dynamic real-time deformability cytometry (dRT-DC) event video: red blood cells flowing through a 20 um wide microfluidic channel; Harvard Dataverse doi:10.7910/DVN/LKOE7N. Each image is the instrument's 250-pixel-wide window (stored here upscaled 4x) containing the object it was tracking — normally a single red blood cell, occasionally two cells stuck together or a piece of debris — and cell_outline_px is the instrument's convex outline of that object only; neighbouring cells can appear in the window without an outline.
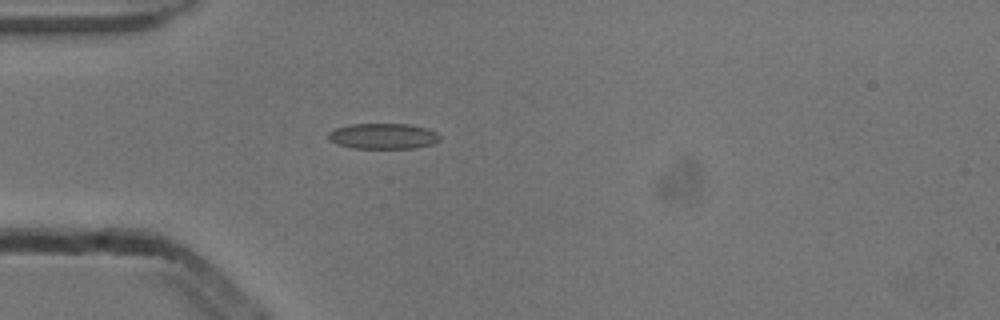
{"species": "common noctule bat (a hibernating species)", "species_latin": "Nyctalus noctula", "temperature_condition": "cold", "stored_images_in_passage": 2, "camera_frame_rate_fps": 3000, "um_per_image_px": 0.085, "animal": {"sex": "male", "body_mass_g": 13.3}, "frame": {"image": 1, "passage_image": 2, "time_ms": 0.333, "image_size_px": [1000, 320], "cell_outline_px": [[440, 140], [432, 144], [416, 148], [352, 148], [336, 144], [328, 140], [328, 132], [336, 128], [348, 124], [408, 124], [428, 128], [436, 132], [440, 136]], "centroid_in_image_um": [32.55, 11.57], "position_along_channel_um": 52.4, "area_um2": 16.82}}